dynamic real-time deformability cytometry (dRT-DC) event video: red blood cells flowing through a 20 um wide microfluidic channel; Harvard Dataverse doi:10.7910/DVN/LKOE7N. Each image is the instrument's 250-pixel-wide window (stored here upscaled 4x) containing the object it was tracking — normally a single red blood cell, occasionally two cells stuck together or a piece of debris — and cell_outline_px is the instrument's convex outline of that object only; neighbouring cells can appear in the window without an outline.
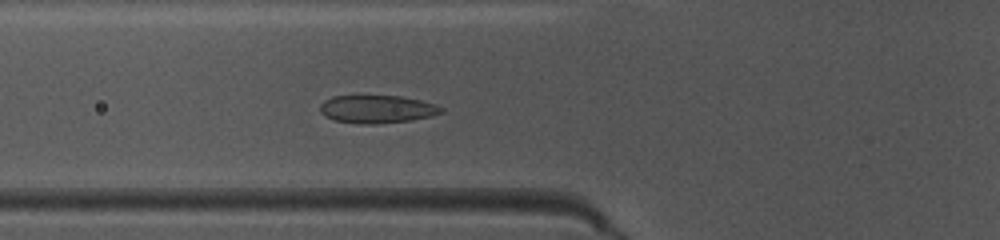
{"species": "common noctule bat (a hibernating species)", "species_latin": "Nyctalus noctula", "temperature_condition": "warm", "stored_images_in_passage": 37, "camera_frame_rate_fps": 3000, "um_per_image_px": 0.085, "animal": {"sex": "female", "body_mass_g": 10.0, "forearm_length_mm": 53.1}, "frame": {"image": 1, "passage_image": 6, "time_ms": 1.667, "image_size_px": [1000, 240], "cell_outline_px": [[444, 112], [432, 116], [412, 120], [376, 124], [364, 124], [336, 120], [324, 116], [320, 112], [320, 104], [324, 100], [332, 96], [400, 96], [420, 100], [436, 104], [444, 108]], "centroid_in_image_um": [32.07, 9.28], "position_along_channel_um": 93.7, "area_um2": 19.77}}
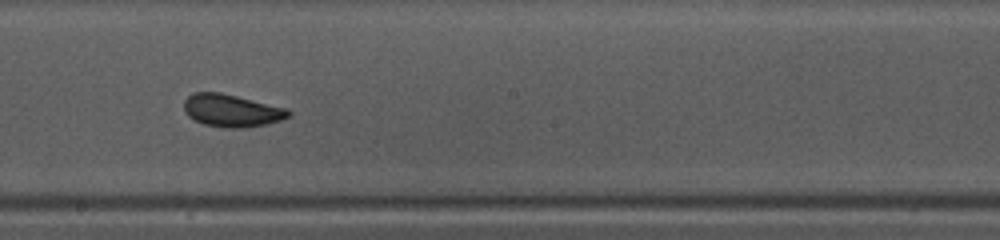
{"frame": {"image": 2, "passage_image": 16, "time_ms": 5.0, "image_size_px": [1000, 240], "cell_outline_px": [[292, 116], [280, 120], [264, 124], [244, 128], [224, 128], [204, 124], [188, 116], [184, 112], [184, 100], [192, 92], [220, 92], [288, 108], [292, 112]], "centroid_in_image_um": [19.7, 9.39], "position_along_channel_um": 228.5, "area_um2": 19.94}}
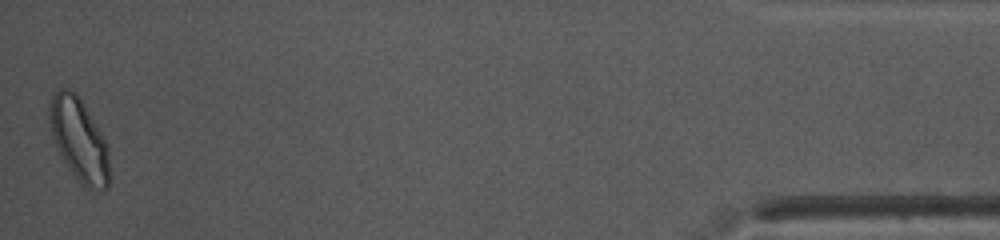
{"frame": {"image": 3, "passage_image": 37, "time_ms": 12.0, "image_size_px": [1000, 240], "cell_outline_px": [[108, 188], [88, 188], [80, 184], [60, 156], [52, 136], [48, 120], [48, 104], [52, 96], [60, 88], [68, 88], [76, 92], [108, 144]], "centroid_in_image_um": [6.68, 11.84], "position_along_channel_um": 428.5, "area_um2": 28.84}, "authors_computed_cell_mechanics": {"area_um2": 19.941, "velocity_mm_per_s": 4.0252, "shape_relaxation_time_tau1_ms": 2.215, "shape_relaxation_time_tau2_ms": null, "deformation_change_tau1": 0.0834, "deformation_change_tau2": null}}